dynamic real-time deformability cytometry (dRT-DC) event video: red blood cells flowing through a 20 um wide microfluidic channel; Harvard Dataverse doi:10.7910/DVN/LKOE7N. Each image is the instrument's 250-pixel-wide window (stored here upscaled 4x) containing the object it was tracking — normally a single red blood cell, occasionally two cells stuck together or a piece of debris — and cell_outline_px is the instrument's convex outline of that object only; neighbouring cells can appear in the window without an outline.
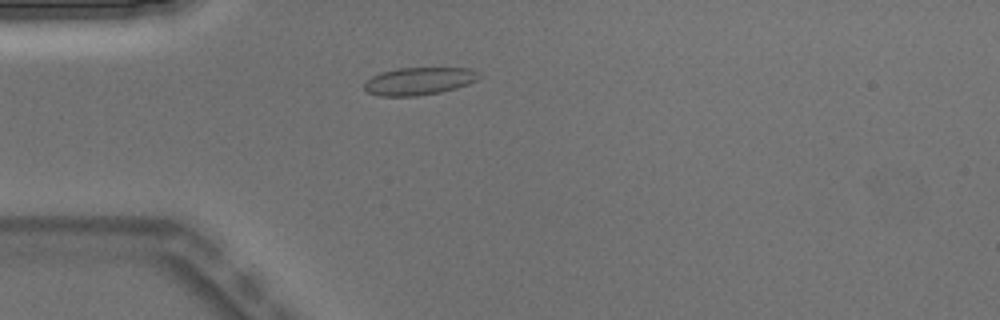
{"species": "Egyptian fruit bat (a non-hibernating species)", "species_latin": "Rousettus aegyptiacus", "temperature_condition": "warm", "stored_images_in_passage": 4, "camera_frame_rate_fps": 3000, "um_per_image_px": 0.085, "animal": {"sex": "male"}, "frame": {"image": 1, "passage_image": 3, "time_ms": 0.667, "image_size_px": [1000, 320], "cell_outline_px": [[480, 76], [476, 80], [468, 84], [456, 88], [440, 92], [416, 96], [380, 96], [368, 92], [364, 88], [364, 80], [380, 72], [396, 68], [472, 68], [480, 72]], "centroid_in_image_um": [35.6, 6.88], "position_along_channel_um": 49.4, "area_um2": 18.61}}